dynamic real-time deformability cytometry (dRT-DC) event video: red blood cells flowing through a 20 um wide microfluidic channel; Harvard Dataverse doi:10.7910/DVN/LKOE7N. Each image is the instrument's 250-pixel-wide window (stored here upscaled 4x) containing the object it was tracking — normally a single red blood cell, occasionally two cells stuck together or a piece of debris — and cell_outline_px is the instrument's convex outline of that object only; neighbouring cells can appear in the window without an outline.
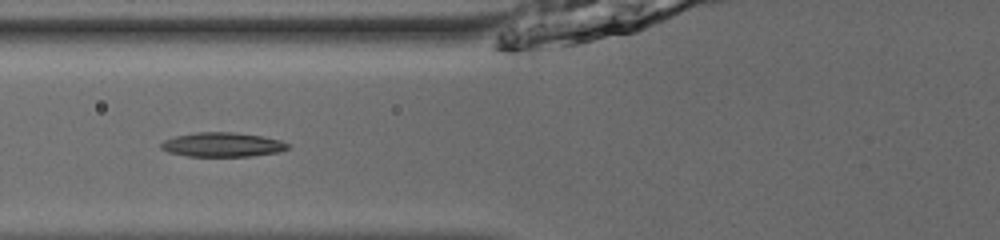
{"species": "common noctule bat (a hibernating species)", "species_latin": "Nyctalus noctula", "temperature_condition": "room temperature", "stored_images_in_passage": 36, "camera_frame_rate_fps": 3000, "um_per_image_px": 0.085, "animal": {"sex": "male", "body_mass_g": 13.0, "forearm_length_mm": 53.1}, "frame": {"image": 1, "passage_image": 6, "time_ms": 1.667, "image_size_px": [1000, 240], "cell_outline_px": [[288, 148], [280, 152], [252, 156], [188, 156], [168, 152], [160, 148], [160, 144], [164, 140], [176, 136], [196, 132], [232, 132], [264, 136], [280, 140], [288, 144]], "centroid_in_image_um": [18.9, 12.29], "position_along_channel_um": 106.9, "area_um2": 17.98}}
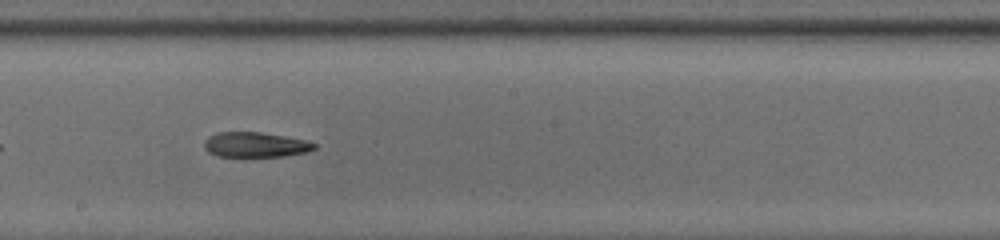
{"frame": {"image": 2, "passage_image": 15, "time_ms": 4.667, "image_size_px": [1000, 240], "cell_outline_px": [[316, 148], [308, 152], [284, 156], [252, 160], [216, 156], [208, 152], [204, 148], [204, 140], [208, 136], [216, 132], [260, 132], [284, 136], [304, 140], [316, 144]], "centroid_in_image_um": [21.65, 12.36], "position_along_channel_um": 226.6, "area_um2": 17.05}}
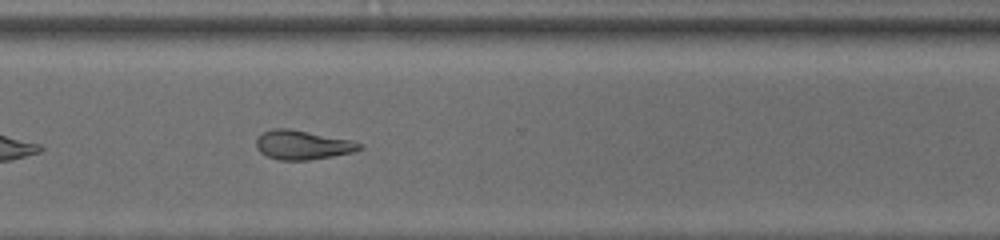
{"frame": {"image": 3, "passage_image": 24, "time_ms": 7.667, "image_size_px": [1000, 240], "cell_outline_px": [[364, 148], [352, 152], [332, 156], [308, 160], [280, 160], [268, 156], [260, 152], [256, 148], [256, 140], [264, 132], [272, 128], [288, 128], [352, 140], [364, 144]], "centroid_in_image_um": [25.74, 12.31], "position_along_channel_um": 344.9, "area_um2": 17.51}}